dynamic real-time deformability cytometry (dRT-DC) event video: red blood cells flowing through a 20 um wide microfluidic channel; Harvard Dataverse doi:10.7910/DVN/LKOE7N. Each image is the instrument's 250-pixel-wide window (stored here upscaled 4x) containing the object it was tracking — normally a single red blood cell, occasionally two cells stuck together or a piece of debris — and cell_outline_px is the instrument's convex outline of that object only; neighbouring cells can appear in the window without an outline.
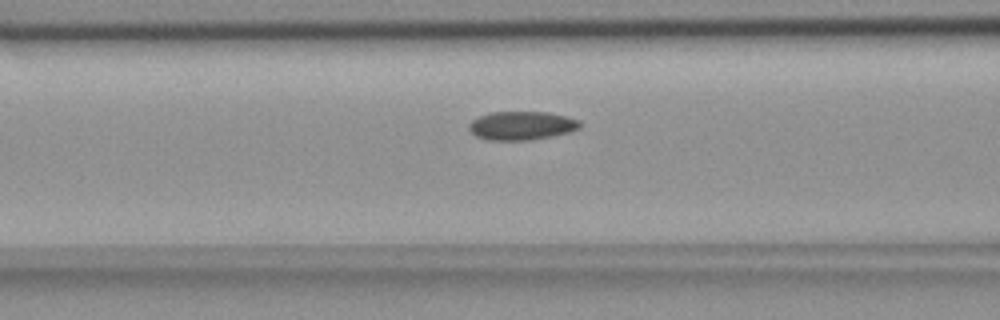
{"species": "common noctule bat (a hibernating species)", "species_latin": "Nyctalus noctula", "temperature_condition": "room temperature", "stored_images_in_passage": 42, "camera_frame_rate_fps": 3000, "um_per_image_px": 0.085, "animal": {"sex": "female", "body_mass_g": 18.4}, "frame": {"image": 1, "passage_image": 9, "time_ms": 2.667, "image_size_px": [1000, 320], "cell_outline_px": [[584, 124], [580, 128], [568, 132], [552, 136], [532, 140], [484, 140], [476, 136], [468, 128], [468, 124], [472, 120], [488, 112], [548, 112], [568, 116], [580, 120]], "centroid_in_image_um": [44.36, 10.67], "position_along_channel_um": 122.2, "area_um2": 18.79}}
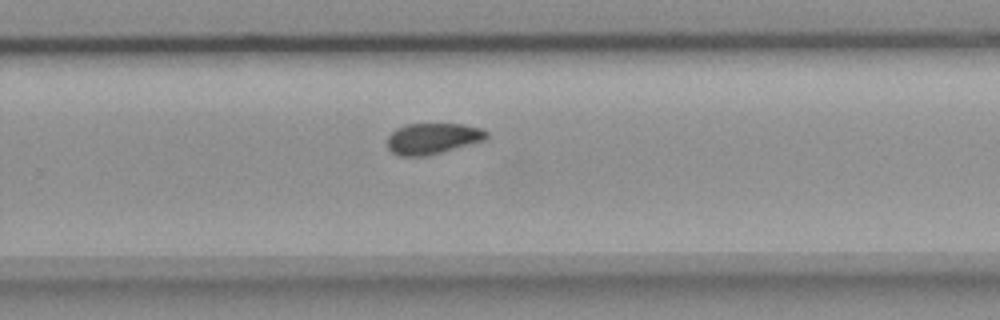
{"frame": {"image": 2, "passage_image": 23, "time_ms": 7.333, "image_size_px": [1000, 320], "cell_outline_px": [[488, 136], [484, 140], [428, 156], [400, 156], [392, 152], [388, 148], [388, 136], [396, 128], [404, 124], [464, 124], [480, 128], [488, 132]], "centroid_in_image_um": [36.76, 11.77], "position_along_channel_um": 293.0, "area_um2": 17.92}}
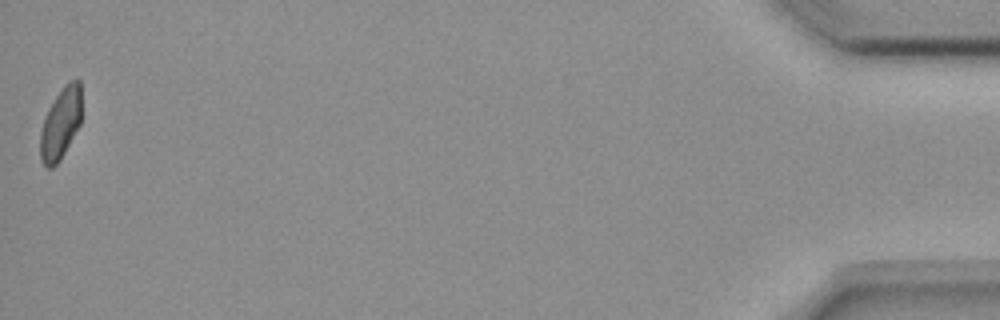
{"frame": {"image": 3, "passage_image": 42, "time_ms": 13.667, "image_size_px": [1000, 320], "cell_outline_px": [[80, 124], [60, 160], [52, 168], [48, 168], [40, 160], [40, 132], [48, 108], [64, 84], [68, 80], [80, 80]], "centroid_in_image_um": [5.14, 10.5], "position_along_channel_um": 430.1, "area_um2": 16.99}, "authors_computed_cell_mechanics": {"area_um2": 18.4382, "velocity_mm_per_s": 3.6681, "shape_relaxation_time_tau1_ms": null, "shape_relaxation_time_tau2_ms": 5.0975, "deformation_change_tau1": null, "deformation_change_tau2": 0.0795}}